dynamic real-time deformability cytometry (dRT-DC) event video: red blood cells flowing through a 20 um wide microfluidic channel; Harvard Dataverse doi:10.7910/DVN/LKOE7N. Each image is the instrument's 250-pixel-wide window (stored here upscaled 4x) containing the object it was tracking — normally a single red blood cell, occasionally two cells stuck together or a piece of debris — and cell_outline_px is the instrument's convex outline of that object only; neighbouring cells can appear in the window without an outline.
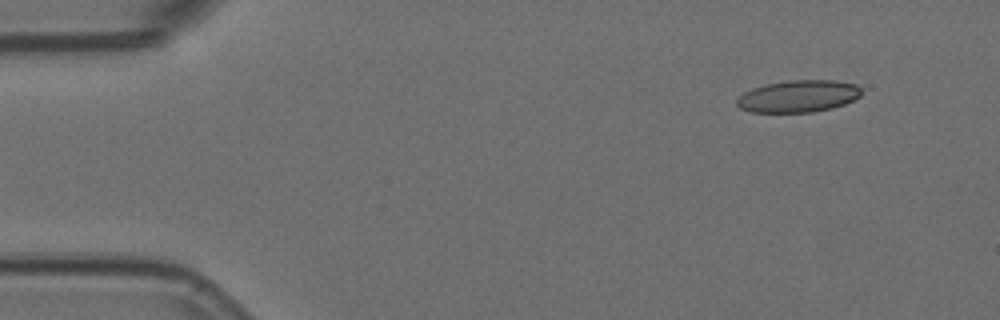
{"species": "Egyptian fruit bat (a non-hibernating species)", "species_latin": "Rousettus aegyptiacus", "temperature_condition": "room temperature", "stored_images_in_passage": 3, "camera_frame_rate_fps": 3000, "um_per_image_px": 0.085, "animal": {"sex": "female"}, "frame": {"image": 1, "passage_image": 1, "time_ms": 0.0, "image_size_px": [1000, 320], "cell_outline_px": [[860, 96], [844, 104], [832, 108], [812, 112], [752, 112], [740, 108], [736, 104], [736, 100], [744, 92], [752, 88], [764, 84], [788, 80], [836, 80], [856, 84], [860, 88]], "centroid_in_image_um": [67.84, 8.17], "position_along_channel_um": 17.2, "area_um2": 23.29}}